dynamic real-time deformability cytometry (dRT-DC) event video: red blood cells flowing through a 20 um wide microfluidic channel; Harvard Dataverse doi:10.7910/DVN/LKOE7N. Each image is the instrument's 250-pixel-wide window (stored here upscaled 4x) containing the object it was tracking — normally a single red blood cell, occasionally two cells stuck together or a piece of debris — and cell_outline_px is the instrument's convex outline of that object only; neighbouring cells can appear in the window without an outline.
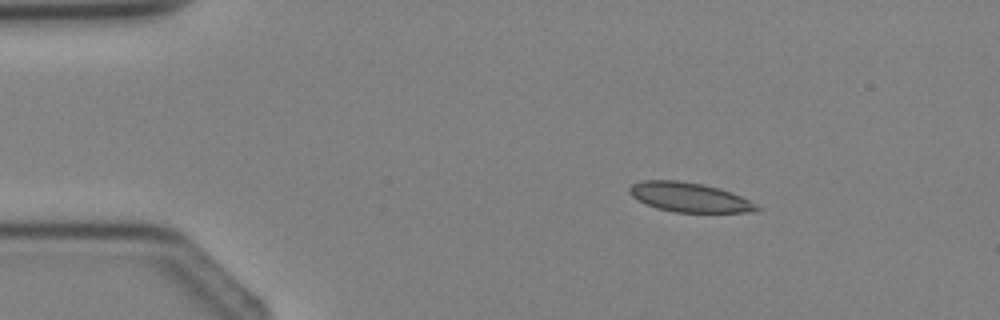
{"species": "Egyptian fruit bat (a non-hibernating species)", "species_latin": "Rousettus aegyptiacus", "temperature_condition": "cold", "stored_images_in_passage": 2, "camera_frame_rate_fps": 3000, "um_per_image_px": 0.085, "animal": {"sex": "female"}, "frame": {"image": 1, "passage_image": 1, "time_ms": 0.0, "image_size_px": [1000, 320], "cell_outline_px": [[764, 208], [756, 212], [676, 212], [656, 208], [636, 200], [628, 192], [628, 188], [632, 184], [644, 180], [680, 180], [720, 188], [732, 192]], "centroid_in_image_um": [58.6, 16.77], "position_along_channel_um": 26.4, "area_um2": 21.96}}
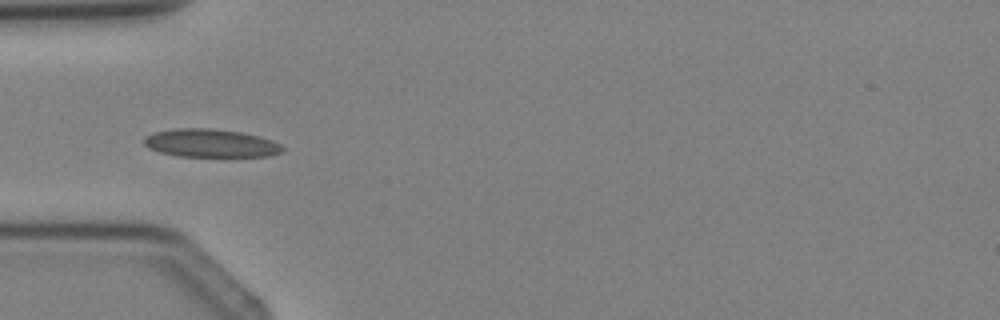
{"frame": {"image": 2, "passage_image": 2, "time_ms": 2.0, "image_size_px": [1000, 320], "cell_outline_px": [[284, 148], [280, 152], [268, 156], [180, 156], [160, 152], [148, 148], [144, 144], [144, 136], [152, 132], [176, 128], [212, 128], [240, 132], [260, 136], [272, 140], [280, 144]], "centroid_in_image_um": [17.87, 12.15], "position_along_channel_um": 67.1, "area_um2": 22.72}}